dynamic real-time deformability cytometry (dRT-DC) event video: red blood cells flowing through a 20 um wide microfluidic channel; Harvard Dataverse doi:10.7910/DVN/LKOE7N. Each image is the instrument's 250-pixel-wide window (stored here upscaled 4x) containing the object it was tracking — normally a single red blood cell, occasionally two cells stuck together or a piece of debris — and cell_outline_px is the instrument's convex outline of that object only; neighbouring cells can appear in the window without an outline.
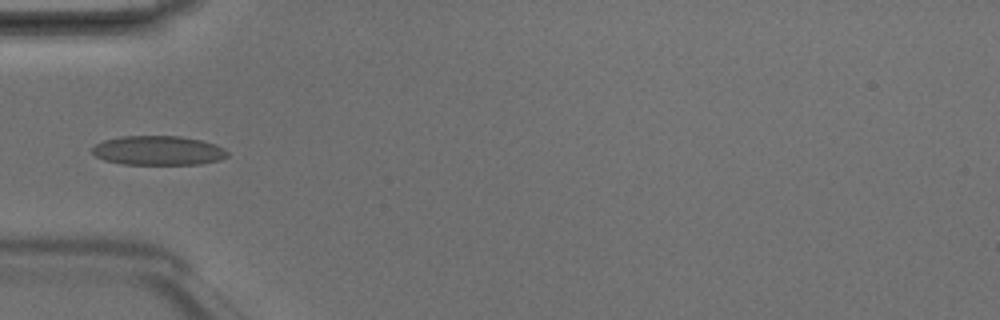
{"species": "Egyptian fruit bat (a non-hibernating species)", "species_latin": "Rousettus aegyptiacus", "temperature_condition": "room temperature", "stored_images_in_passage": 3, "camera_frame_rate_fps": 3000, "um_per_image_px": 0.085, "animal": {"sex": "male"}, "frame": {"image": 1, "passage_image": 3, "time_ms": 0.667, "image_size_px": [1000, 320], "cell_outline_px": [[228, 156], [220, 160], [200, 164], [120, 164], [104, 160], [96, 156], [92, 152], [92, 148], [96, 144], [104, 140], [120, 136], [180, 136], [200, 140], [216, 144], [224, 148], [228, 152]], "centroid_in_image_um": [13.46, 12.79], "position_along_channel_um": 71.5, "area_um2": 23.18}}